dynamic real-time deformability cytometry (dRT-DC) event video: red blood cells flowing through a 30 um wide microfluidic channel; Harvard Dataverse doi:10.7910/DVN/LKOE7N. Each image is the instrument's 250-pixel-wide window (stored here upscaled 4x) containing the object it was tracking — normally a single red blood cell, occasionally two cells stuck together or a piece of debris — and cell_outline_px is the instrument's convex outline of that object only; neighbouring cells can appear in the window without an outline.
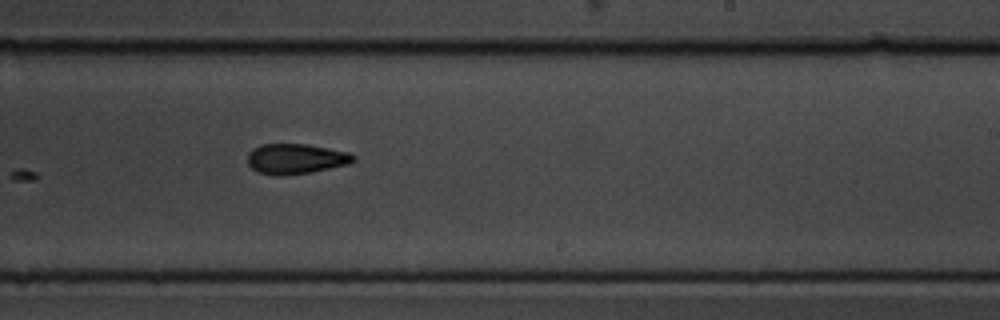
{"species": "common noctule bat (a hibernating species)", "species_latin": "Nyctalus noctula", "temperature_condition": "cold", "stored_images_in_passage": 15, "camera_frame_rate_fps": 3000, "um_per_image_px": 0.085, "animal": {"sex": "male", "body_mass_g": 19.5, "forearm_length_mm": 54.6}, "frame": {"image": 1, "passage_image": 10, "time_ms": 12.333, "image_size_px": [1000, 320], "cell_outline_px": [[356, 160], [352, 164], [312, 172], [284, 176], [276, 176], [260, 172], [252, 168], [248, 164], [248, 152], [252, 148], [260, 144], [308, 144], [348, 152], [356, 156]], "centroid_in_image_um": [25.17, 13.5], "position_along_channel_um": 263.8, "area_um2": 18.96}}
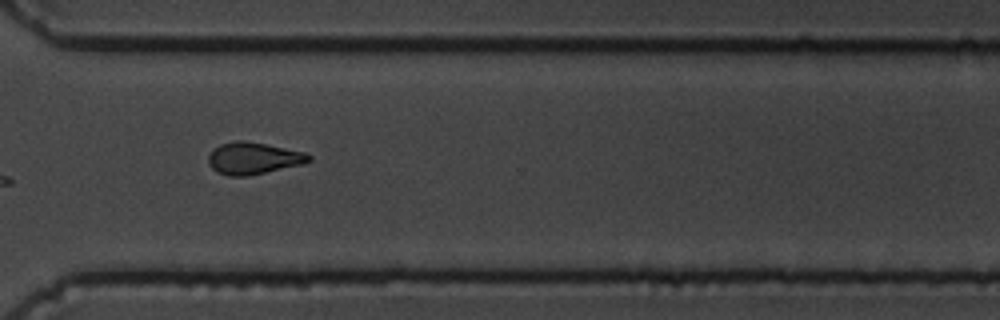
{"frame": {"image": 2, "passage_image": 12, "time_ms": 14.667, "image_size_px": [1000, 320], "cell_outline_px": [[312, 160], [304, 164], [248, 176], [228, 176], [216, 172], [208, 164], [208, 156], [220, 144], [236, 140], [244, 140], [304, 152], [312, 156]], "centroid_in_image_um": [21.54, 13.47], "position_along_channel_um": 349.1, "area_um2": 18.67}}